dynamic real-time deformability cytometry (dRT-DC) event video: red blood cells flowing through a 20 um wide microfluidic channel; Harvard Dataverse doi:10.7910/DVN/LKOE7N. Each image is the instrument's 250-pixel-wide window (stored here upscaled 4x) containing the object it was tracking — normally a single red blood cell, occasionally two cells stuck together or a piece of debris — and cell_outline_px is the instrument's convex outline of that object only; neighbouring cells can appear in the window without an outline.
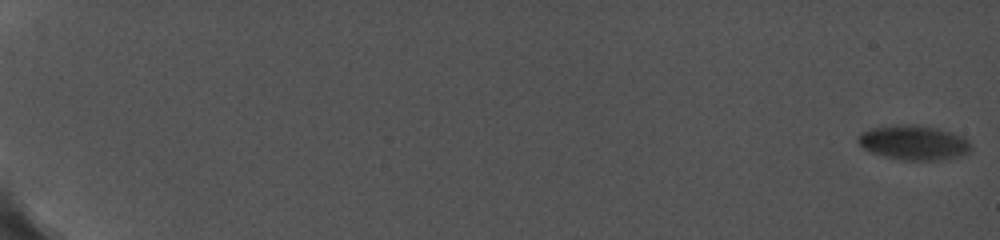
{"species": "common noctule bat (a hibernating species)", "species_latin": "Nyctalus noctula", "temperature_condition": "cold", "stored_images_in_passage": 23, "camera_frame_rate_fps": 5000, "um_per_image_px": 0.085, "animal": {"sex": "female", "body_mass_g": 19.0, "forearm_length_mm": 56.7}, "frame": {"image": 1, "passage_image": 1, "time_ms": 0.0, "image_size_px": [1000, 240], "cell_outline_px": [[972, 148], [968, 152], [960, 156], [940, 160], [904, 160], [884, 156], [872, 152], [864, 148], [856, 140], [860, 132], [872, 128], [896, 124], [912, 124], [936, 128], [960, 136], [968, 140]], "centroid_in_image_um": [77.64, 12.12], "position_along_channel_um": 7.4, "area_um2": 22.6}}
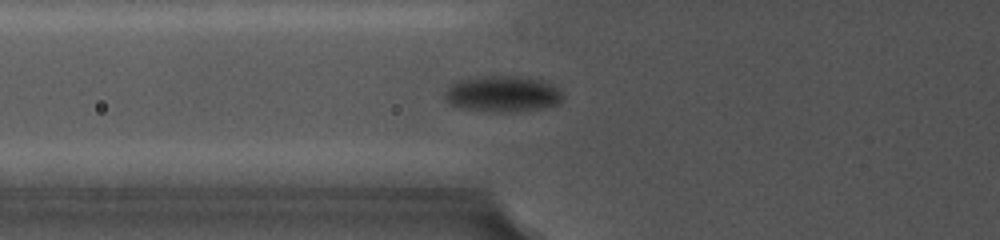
{"frame": {"image": 2, "passage_image": 16, "time_ms": 8.6, "image_size_px": [1000, 240], "cell_outline_px": [[564, 96], [560, 104], [540, 108], [504, 112], [500, 112], [456, 108], [444, 100], [444, 92], [456, 80], [480, 76], [520, 76], [540, 80], [560, 88]], "centroid_in_image_um": [42.69, 7.98], "position_along_channel_um": 83.1, "area_um2": 25.03}}
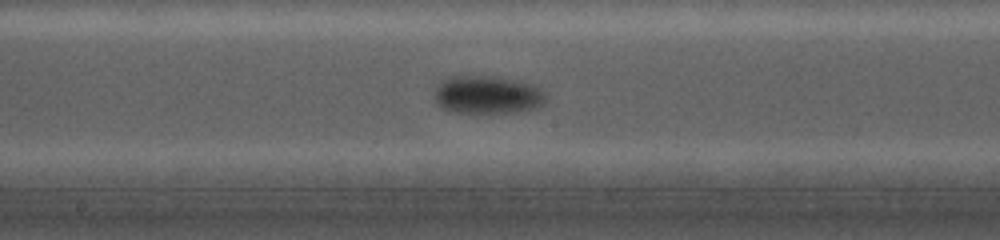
{"frame": {"image": 3, "passage_image": 21, "time_ms": 12.0, "image_size_px": [1000, 240], "cell_outline_px": [[544, 104], [532, 108], [508, 112], [460, 112], [444, 108], [436, 104], [436, 88], [448, 76], [492, 76], [516, 80], [540, 88], [544, 92]], "centroid_in_image_um": [41.41, 8.04], "position_along_channel_um": 206.8, "area_um2": 23.99}}